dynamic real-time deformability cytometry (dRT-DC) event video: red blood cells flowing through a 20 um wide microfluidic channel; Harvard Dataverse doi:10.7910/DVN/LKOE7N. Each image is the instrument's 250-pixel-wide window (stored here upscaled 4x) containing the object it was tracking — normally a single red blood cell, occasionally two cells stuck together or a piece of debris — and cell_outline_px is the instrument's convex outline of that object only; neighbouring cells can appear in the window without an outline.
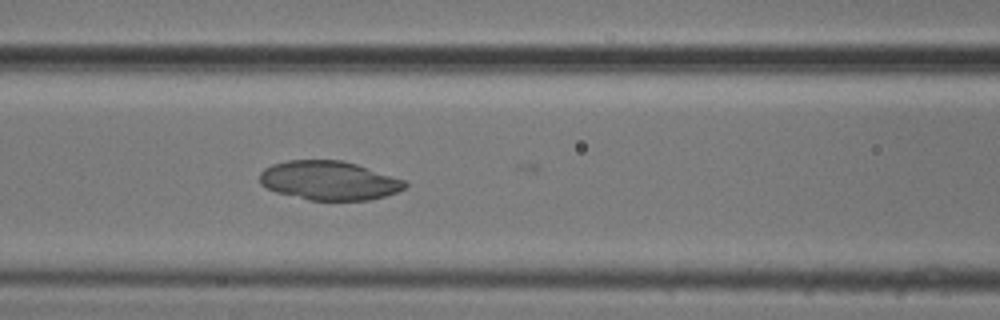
{"species": "common noctule bat (a hibernating species)", "species_latin": "Nyctalus noctula", "temperature_condition": "cold", "stored_images_in_passage": 42, "segment_of_instrument_passage": [2, 2], "camera_frame_rate_fps": 3000, "um_per_image_px": 0.085, "animal": {"sex": "male", "body_mass_g": 20.5, "forearm_length_mm": 52.5}, "frame": {"image": 1, "passage_image": 23, "time_ms": 7.333, "image_size_px": [1000, 320], "cell_outline_px": [[408, 184], [404, 188], [396, 192], [384, 196], [368, 200], [308, 200], [276, 192], [260, 184], [260, 172], [264, 168], [272, 164], [288, 160], [340, 160], [356, 164], [404, 180]], "centroid_in_image_um": [27.93, 15.34], "position_along_channel_um": 138.7, "area_um2": 32.83}}
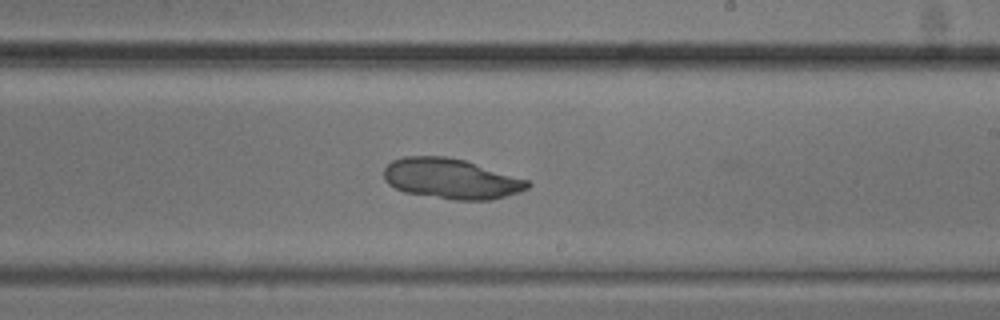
{"frame": {"image": 2, "passage_image": 32, "time_ms": 10.333, "image_size_px": [1000, 320], "cell_outline_px": [[532, 184], [528, 188], [520, 192], [492, 200], [452, 200], [404, 192], [388, 184], [384, 180], [384, 168], [392, 160], [404, 156], [444, 156], [464, 160], [528, 180]], "centroid_in_image_um": [38.33, 15.2], "position_along_channel_um": 250.7, "area_um2": 33.81}}
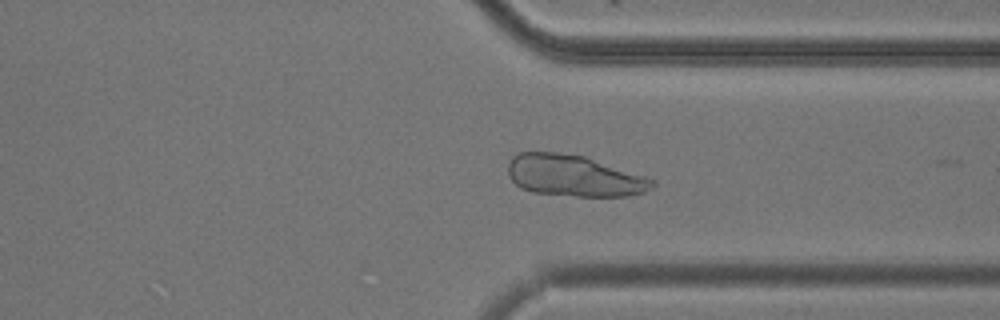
{"frame": {"image": 3, "passage_image": 41, "time_ms": 13.333, "image_size_px": [1000, 320], "cell_outline_px": [[656, 184], [644, 192], [628, 196], [576, 196], [532, 192], [520, 188], [508, 176], [508, 160], [516, 152], [556, 152], [584, 156], [648, 176], [656, 180]], "centroid_in_image_um": [48.79, 14.93], "position_along_channel_um": 362.6, "area_um2": 35.14}}